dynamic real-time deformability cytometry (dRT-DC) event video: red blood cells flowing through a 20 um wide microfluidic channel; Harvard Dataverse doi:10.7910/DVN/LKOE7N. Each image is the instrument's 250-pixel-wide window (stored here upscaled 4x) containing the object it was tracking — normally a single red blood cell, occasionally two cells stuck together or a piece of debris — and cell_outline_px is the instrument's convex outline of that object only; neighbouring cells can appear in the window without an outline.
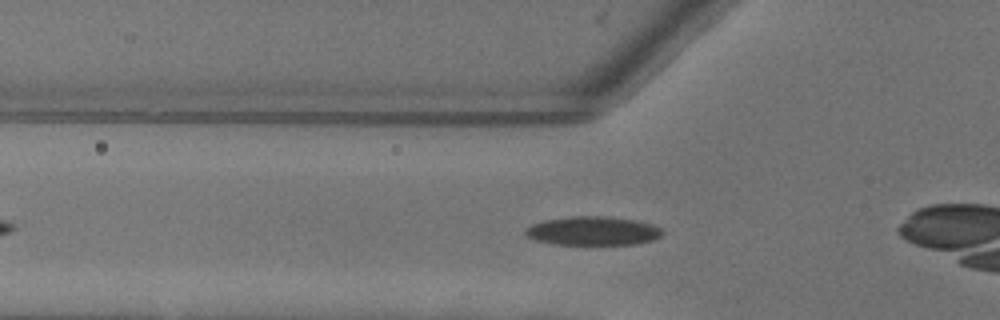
{"species": "common noctule bat (a hibernating species)", "species_latin": "Nyctalus noctula", "temperature_condition": "warm", "stored_images_in_passage": 33, "camera_frame_rate_fps": 3000, "um_per_image_px": 0.085, "animal": {"sex": "female"}, "frame": {"image": 1, "passage_image": 9, "time_ms": 2.667, "image_size_px": [1000, 320], "cell_outline_px": [[664, 232], [660, 236], [652, 240], [636, 244], [588, 248], [552, 244], [536, 240], [528, 236], [524, 232], [524, 228], [532, 224], [544, 220], [572, 216], [600, 216], [636, 220], [652, 224], [660, 228]], "centroid_in_image_um": [50.37, 19.68], "position_along_channel_um": 75.4, "area_um2": 24.1}}
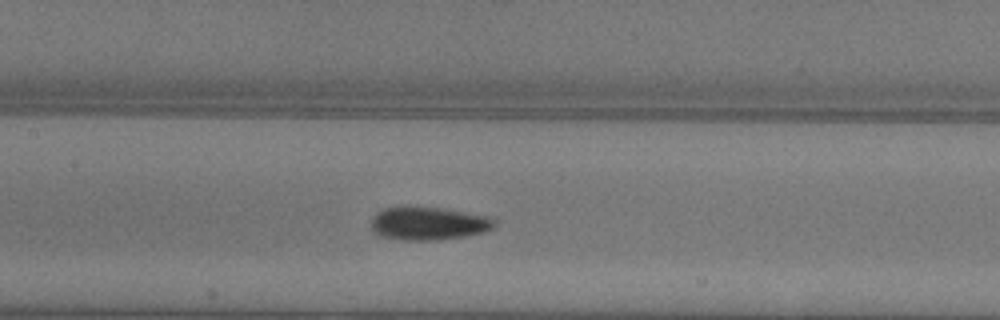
{"frame": {"image": 2, "passage_image": 16, "time_ms": 5.0, "image_size_px": [1000, 320], "cell_outline_px": [[496, 224], [492, 228], [484, 232], [464, 236], [436, 240], [400, 240], [384, 236], [376, 232], [372, 228], [372, 216], [376, 212], [384, 208], [400, 204], [408, 204], [444, 208], [488, 216], [496, 220]], "centroid_in_image_um": [36.39, 18.94], "position_along_channel_um": 171.0, "area_um2": 24.39}}
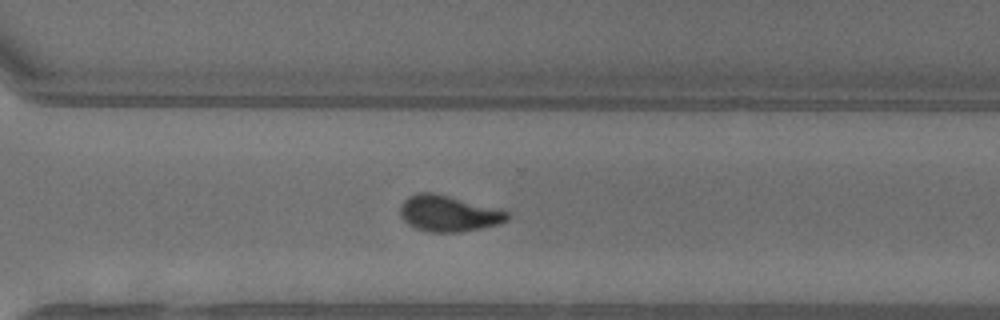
{"frame": {"image": 3, "passage_image": 28, "time_ms": 9.0, "image_size_px": [1000, 320], "cell_outline_px": [[508, 220], [496, 224], [480, 228], [460, 232], [428, 232], [416, 228], [408, 224], [400, 216], [400, 204], [408, 196], [416, 192], [436, 192], [500, 208], [508, 212]], "centroid_in_image_um": [38.1, 18.12], "position_along_channel_um": 332.5, "area_um2": 22.83}}